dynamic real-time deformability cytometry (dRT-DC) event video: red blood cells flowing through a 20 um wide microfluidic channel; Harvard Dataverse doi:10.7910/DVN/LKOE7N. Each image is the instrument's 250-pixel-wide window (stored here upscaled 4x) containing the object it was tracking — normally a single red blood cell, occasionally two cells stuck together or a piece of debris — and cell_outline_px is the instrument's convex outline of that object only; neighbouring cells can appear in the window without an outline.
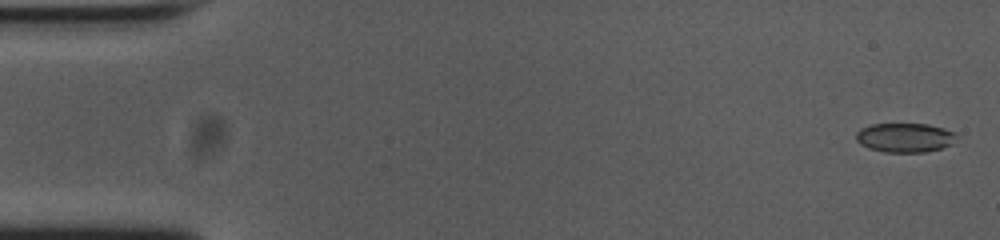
{"species": "common noctule bat (a hibernating species)", "species_latin": "Nyctalus noctula", "temperature_condition": "cold", "stored_images_in_passage": 55, "camera_frame_rate_fps": 3000, "um_per_image_px": 0.085, "animal": {"sex": "female", "body_mass_g": 23.0, "forearm_length_mm": 53.4}, "frame": {"image": 1, "passage_image": 2, "time_ms": 0.333, "image_size_px": [1000, 240], "cell_outline_px": [[960, 136], [952, 144], [940, 148], [924, 152], [884, 152], [868, 148], [860, 144], [856, 140], [856, 132], [860, 128], [872, 124], [928, 124], [944, 128]], "centroid_in_image_um": [76.91, 11.69], "position_along_channel_um": 8.1, "area_um2": 17.22}}
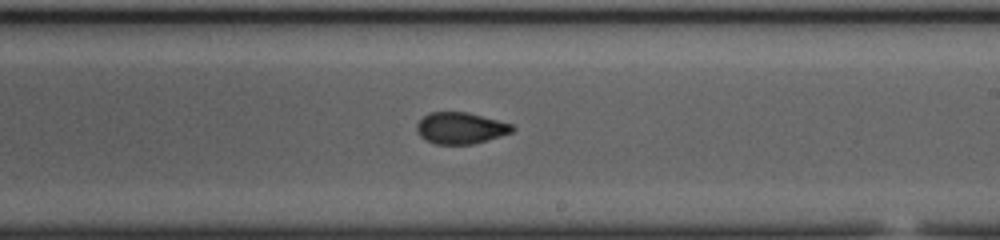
{"frame": {"image": 2, "passage_image": 32, "time_ms": 10.333, "image_size_px": [1000, 240], "cell_outline_px": [[516, 128], [512, 132], [472, 144], [436, 144], [420, 136], [416, 132], [416, 124], [428, 112], [468, 112], [512, 124]], "centroid_in_image_um": [39.13, 10.88], "position_along_channel_um": 249.9, "area_um2": 17.4}}
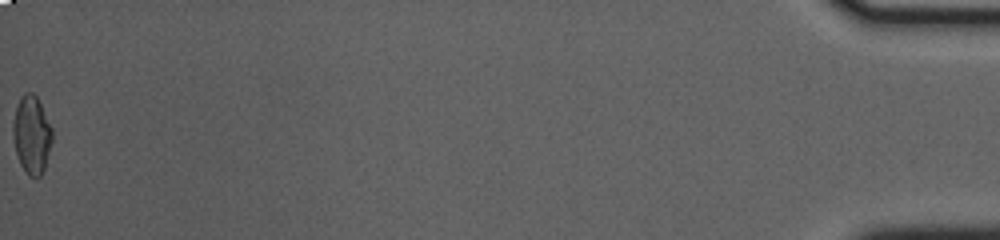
{"frame": {"image": 3, "passage_image": 55, "time_ms": 18.0, "image_size_px": [1000, 240], "cell_outline_px": [[52, 140], [44, 168], [40, 176], [28, 176], [20, 164], [16, 152], [12, 136], [12, 124], [16, 108], [20, 96], [24, 92], [32, 92], [36, 96], [52, 128]], "centroid_in_image_um": [2.67, 11.43], "position_along_channel_um": 432.5, "area_um2": 17.69}, "authors_computed_cell_mechanics": {"area_um2": 17.6868, "velocity_mm_per_s": 3.7623, "shape_relaxation_time_tau1_ms": 10.3449, "shape_relaxation_time_tau2_ms": 2.0127, "deformation_change_tau1": 0.1833, "deformation_change_tau2": 0.0707}}